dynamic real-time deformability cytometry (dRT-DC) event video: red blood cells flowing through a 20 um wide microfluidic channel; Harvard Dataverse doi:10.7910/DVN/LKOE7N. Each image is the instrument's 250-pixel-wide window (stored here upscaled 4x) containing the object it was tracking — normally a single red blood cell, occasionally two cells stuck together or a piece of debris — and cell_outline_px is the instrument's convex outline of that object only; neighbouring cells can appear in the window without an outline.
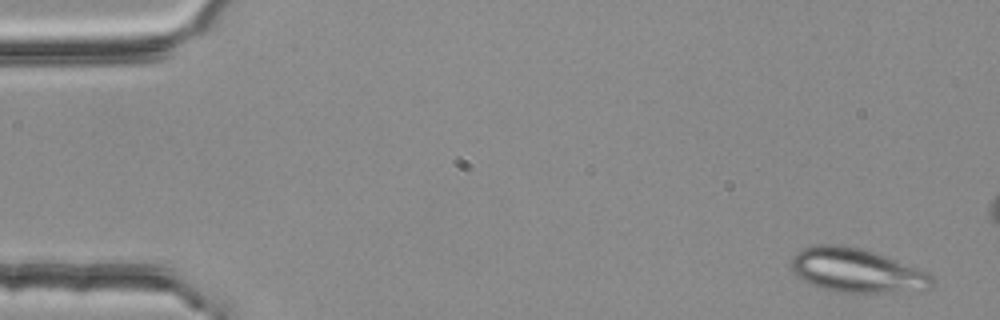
{"species": "common noctule bat (a hibernating species)", "species_latin": "Nyctalus noctula", "temperature_condition": "room temperature", "stored_images_in_passage": 4, "camera_frame_rate_fps": 3000, "um_per_image_px": 0.085, "animal": {"sex": "female", "body_mass_g": 25.1}, "frame": {"image": 1, "passage_image": 1, "time_ms": 0.0, "image_size_px": [1000, 320], "cell_outline_px": [[932, 288], [884, 292], [840, 292], [824, 288], [812, 284], [796, 276], [792, 268], [792, 260], [796, 252], [804, 248], [820, 244], [844, 244], [860, 248], [884, 256], [928, 272], [932, 276]], "centroid_in_image_um": [72.79, 22.97], "position_along_channel_um": 12.2, "area_um2": 35.37}}